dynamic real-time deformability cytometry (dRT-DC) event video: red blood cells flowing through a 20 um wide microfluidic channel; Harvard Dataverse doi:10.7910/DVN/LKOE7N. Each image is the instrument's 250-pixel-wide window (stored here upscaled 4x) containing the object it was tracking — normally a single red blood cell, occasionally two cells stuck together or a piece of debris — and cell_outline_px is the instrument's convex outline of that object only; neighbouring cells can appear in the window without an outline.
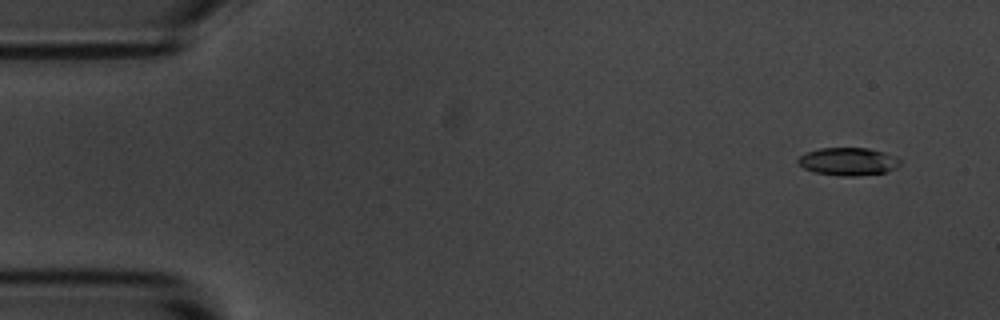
{"species": "common noctule bat (a hibernating species)", "species_latin": "Nyctalus noctula", "temperature_condition": "room temperature", "stored_images_in_passage": 4, "camera_frame_rate_fps": 3000, "um_per_image_px": 0.085, "animal": {"sex": "male", "body_mass_g": 20.1, "forearm_length_mm": 53.5}, "frame": {"image": 1, "passage_image": 1, "time_ms": 0.0, "image_size_px": [1000, 320], "cell_outline_px": [[900, 164], [896, 168], [888, 172], [856, 176], [844, 176], [816, 172], [804, 168], [796, 164], [796, 160], [800, 156], [808, 152], [820, 148], [868, 148], [884, 152], [900, 160]], "centroid_in_image_um": [72.08, 13.73], "position_along_channel_um": 12.9, "area_um2": 16.47}}
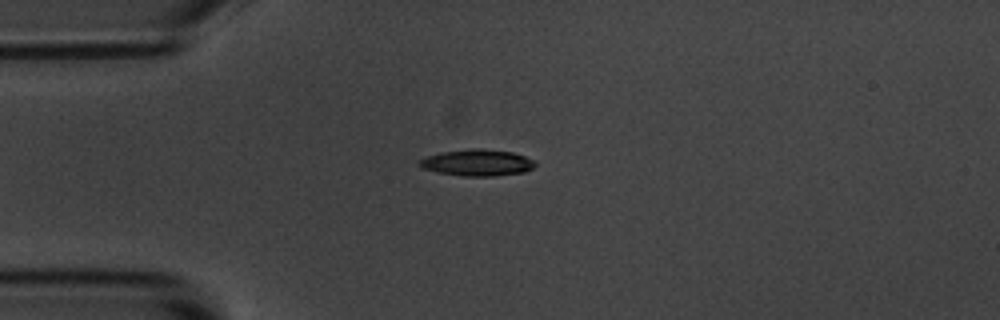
{"frame": {"image": 2, "passage_image": 4, "time_ms": 3.333, "image_size_px": [1000, 320], "cell_outline_px": [[536, 164], [532, 168], [524, 172], [496, 176], [464, 176], [440, 172], [420, 168], [416, 164], [420, 160], [428, 156], [440, 152], [476, 148], [480, 148], [512, 152], [524, 156], [532, 160]], "centroid_in_image_um": [40.54, 13.83], "position_along_channel_um": 44.5, "area_um2": 17.74}}